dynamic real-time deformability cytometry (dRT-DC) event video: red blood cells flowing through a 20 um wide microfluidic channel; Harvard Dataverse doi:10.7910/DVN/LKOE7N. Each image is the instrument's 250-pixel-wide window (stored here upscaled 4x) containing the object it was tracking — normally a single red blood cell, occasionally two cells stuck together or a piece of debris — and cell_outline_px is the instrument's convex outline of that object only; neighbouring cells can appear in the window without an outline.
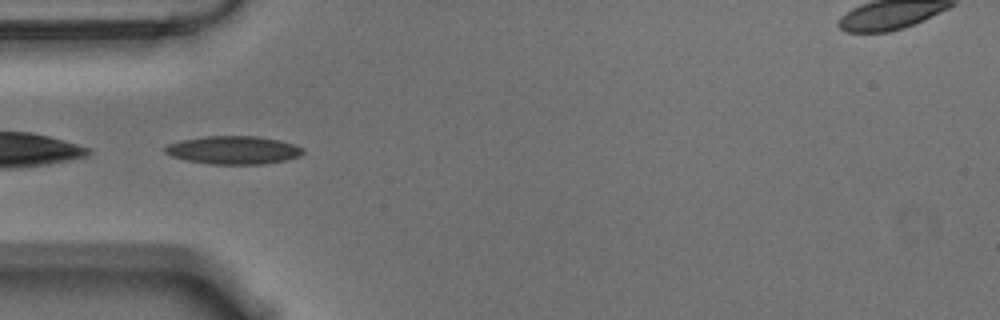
{"species": "Egyptian fruit bat (a non-hibernating species)", "species_latin": "Rousettus aegyptiacus", "temperature_condition": "warm", "stored_images_in_passage": 38, "camera_frame_rate_fps": 3000, "um_per_image_px": 0.085, "animal": {"sex": "male"}, "frame": {"image": 1, "passage_image": 1, "time_ms": 0.0, "image_size_px": [1000, 320], "cell_outline_px": [[304, 152], [300, 156], [288, 160], [264, 164], [208, 164], [184, 160], [172, 156], [164, 152], [164, 148], [168, 144], [184, 140], [208, 136], [256, 136], [280, 140], [304, 148]], "centroid_in_image_um": [19.87, 12.77], "position_along_channel_um": 65.1, "area_um2": 22.66}}
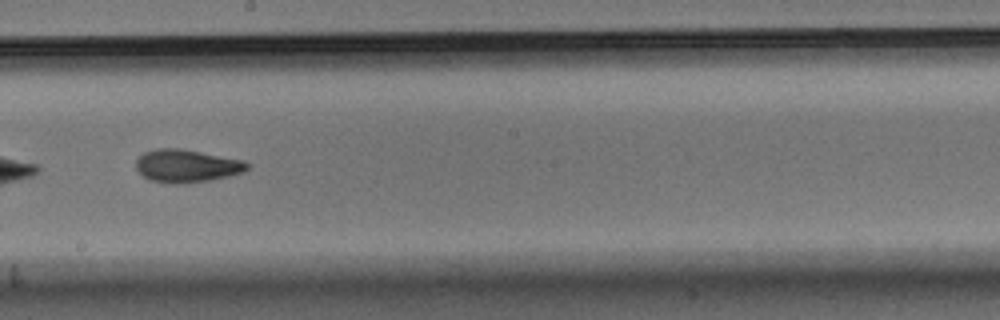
{"frame": {"image": 2, "passage_image": 15, "time_ms": 4.667, "image_size_px": [1000, 320], "cell_outline_px": [[252, 164], [244, 172], [212, 180], [184, 184], [172, 184], [148, 180], [136, 168], [136, 160], [144, 152], [156, 148], [180, 148], [244, 160]], "centroid_in_image_um": [15.89, 14.11], "position_along_channel_um": 232.3, "area_um2": 21.56}}
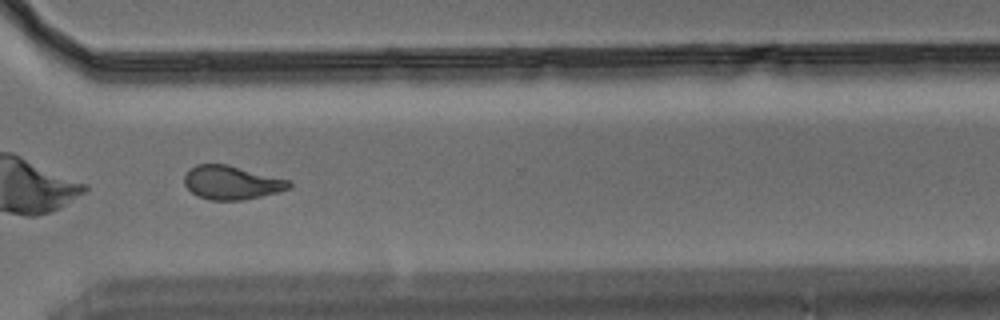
{"frame": {"image": 3, "passage_image": 25, "time_ms": 8.0, "image_size_px": [1000, 320], "cell_outline_px": [[292, 188], [260, 196], [240, 200], [208, 200], [196, 196], [184, 184], [184, 176], [196, 164], [228, 164], [292, 180]], "centroid_in_image_um": [19.72, 15.51], "position_along_channel_um": 350.9, "area_um2": 20.69}, "authors_computed_cell_mechanics": {"area_um2": 21.0392, "velocity_mm_per_s": 3.5631, "shape_relaxation_time_tau1_ms": 10.5053, "shape_relaxation_time_tau2_ms": 2.3464, "deformation_change_tau1": 0.239, "deformation_change_tau2": 0.0905}}